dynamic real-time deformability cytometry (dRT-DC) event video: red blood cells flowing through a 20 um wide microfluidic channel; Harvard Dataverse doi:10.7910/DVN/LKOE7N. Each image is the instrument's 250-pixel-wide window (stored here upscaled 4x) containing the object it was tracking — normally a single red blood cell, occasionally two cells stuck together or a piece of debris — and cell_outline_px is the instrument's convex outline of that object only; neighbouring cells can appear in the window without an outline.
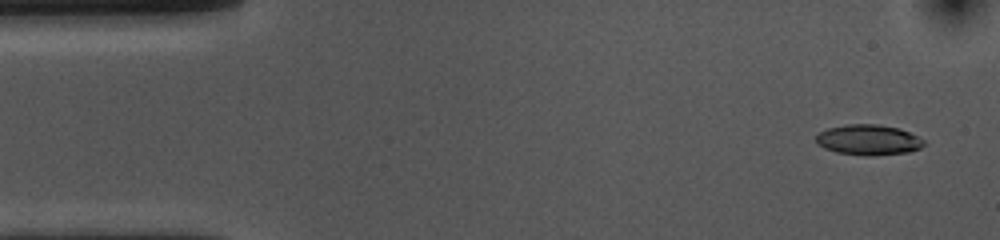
{"species": "common noctule bat (a hibernating species)", "species_latin": "Nyctalus noctula", "temperature_condition": "cold", "stored_images_in_passage": 53, "camera_frame_rate_fps": 3000, "um_per_image_px": 0.085, "animal": {"sex": "female", "body_mass_g": 10.0, "forearm_length_mm": 53.1}, "frame": {"image": 1, "passage_image": 3, "time_ms": 0.667, "image_size_px": [1000, 240], "cell_outline_px": [[924, 144], [920, 148], [908, 152], [868, 156], [864, 156], [836, 152], [824, 148], [816, 144], [816, 136], [820, 132], [828, 128], [848, 124], [876, 124], [900, 128], [924, 140]], "centroid_in_image_um": [73.79, 11.89], "position_along_channel_um": 11.2, "area_um2": 19.07}}
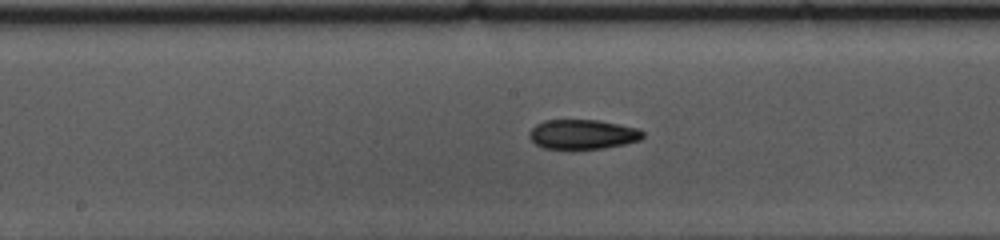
{"frame": {"image": 2, "passage_image": 26, "time_ms": 8.333, "image_size_px": [1000, 240], "cell_outline_px": [[644, 136], [640, 140], [624, 144], [604, 148], [568, 152], [544, 148], [536, 144], [528, 136], [528, 132], [536, 124], [544, 120], [596, 120], [640, 128], [644, 132]], "centroid_in_image_um": [49.5, 11.46], "position_along_channel_um": 198.7, "area_um2": 20.35}}
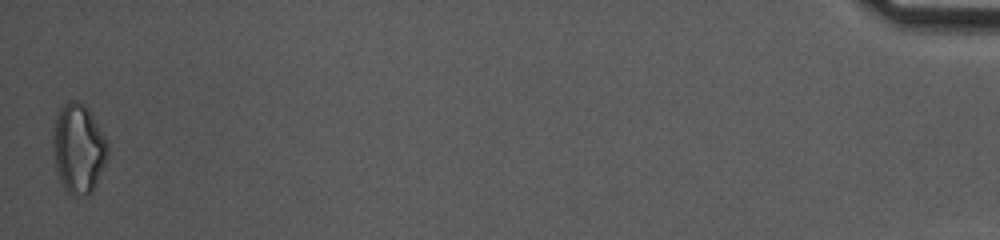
{"frame": {"image": 3, "passage_image": 53, "time_ms": 17.333, "image_size_px": [1000, 240], "cell_outline_px": [[108, 152], [104, 164], [92, 192], [88, 196], [84, 196], [68, 192], [64, 188], [60, 180], [56, 168], [52, 152], [52, 132], [56, 112], [68, 100], [76, 100], [84, 104], [88, 108], [104, 136], [108, 144]], "centroid_in_image_um": [6.63, 12.59], "position_along_channel_um": 428.6, "area_um2": 28.55}, "authors_computed_cell_mechanics": {"area_um2": 19.7098, "velocity_mm_per_s": 3.6734, "shape_relaxation_time_tau1_ms": 6.3763, "shape_relaxation_time_tau2_ms": 9.5613, "deformation_change_tau1": 0.1389, "deformation_change_tau2": 0.188}}